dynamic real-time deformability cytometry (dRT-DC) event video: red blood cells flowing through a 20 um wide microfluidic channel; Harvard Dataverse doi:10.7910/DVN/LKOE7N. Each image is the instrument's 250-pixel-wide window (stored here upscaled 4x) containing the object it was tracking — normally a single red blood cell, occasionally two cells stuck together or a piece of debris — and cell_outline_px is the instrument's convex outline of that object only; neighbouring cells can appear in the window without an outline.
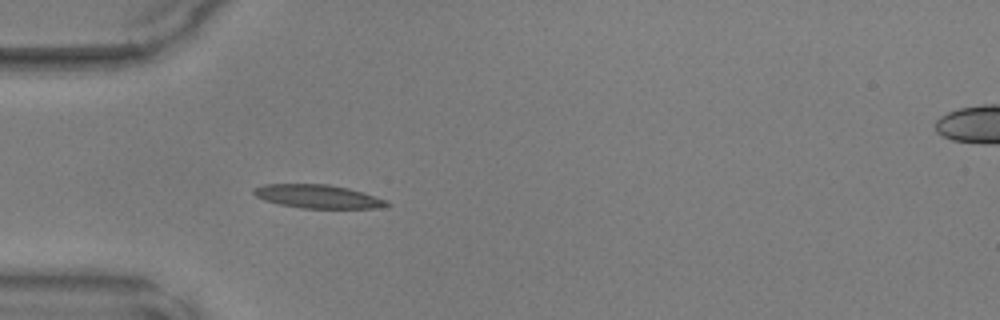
{"species": "common noctule bat (a hibernating species)", "species_latin": "Nyctalus noctula", "temperature_condition": "warm", "stored_images_in_passage": 35, "camera_frame_rate_fps": 3000, "um_per_image_px": 0.085, "animal": {"sex": "male", "body_mass_g": 17.9, "forearm_length_mm": 54.2}, "frame": {"image": 1, "passage_image": 1, "time_ms": 0.0, "image_size_px": [1000, 320], "cell_outline_px": [[392, 204], [380, 208], [300, 208], [280, 204], [264, 200], [256, 196], [252, 192], [252, 188], [264, 184], [328, 184], [348, 188], [384, 200]], "centroid_in_image_um": [26.95, 16.7], "position_along_channel_um": 58.1, "area_um2": 18.03}}
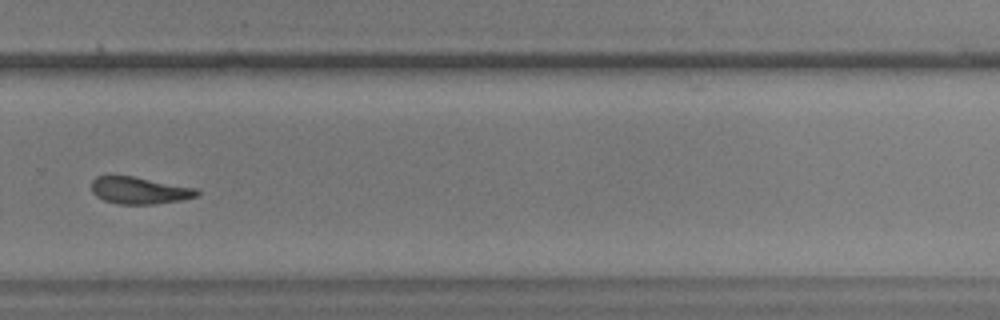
{"frame": {"image": 2, "passage_image": 20, "time_ms": 6.333, "image_size_px": [1000, 320], "cell_outline_px": [[200, 192], [196, 196], [184, 200], [156, 204], [120, 204], [104, 200], [96, 196], [92, 192], [92, 180], [96, 176], [132, 176], [196, 188]], "centroid_in_image_um": [11.86, 16.19], "position_along_channel_um": 317.9, "area_um2": 16.53}}
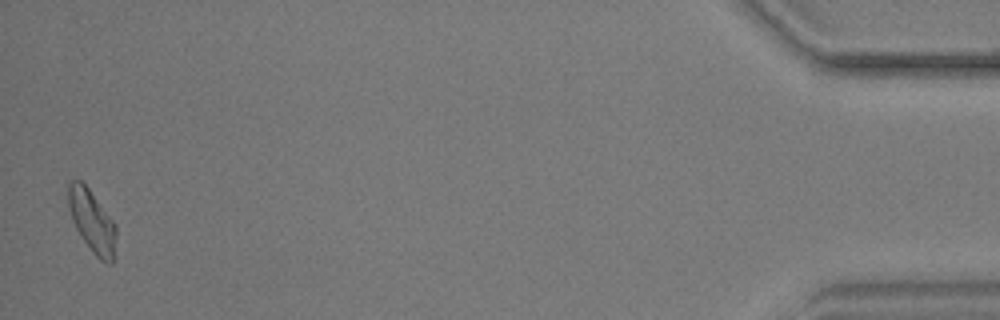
{"frame": {"image": 3, "passage_image": 34, "time_ms": 11.0, "image_size_px": [1000, 320], "cell_outline_px": [[116, 236], [112, 264], [108, 264], [100, 260], [92, 252], [76, 228], [72, 220], [68, 208], [68, 184], [72, 180], [80, 180], [88, 188], [116, 224]], "centroid_in_image_um": [7.82, 18.81], "position_along_channel_um": 427.4, "area_um2": 17.22}}